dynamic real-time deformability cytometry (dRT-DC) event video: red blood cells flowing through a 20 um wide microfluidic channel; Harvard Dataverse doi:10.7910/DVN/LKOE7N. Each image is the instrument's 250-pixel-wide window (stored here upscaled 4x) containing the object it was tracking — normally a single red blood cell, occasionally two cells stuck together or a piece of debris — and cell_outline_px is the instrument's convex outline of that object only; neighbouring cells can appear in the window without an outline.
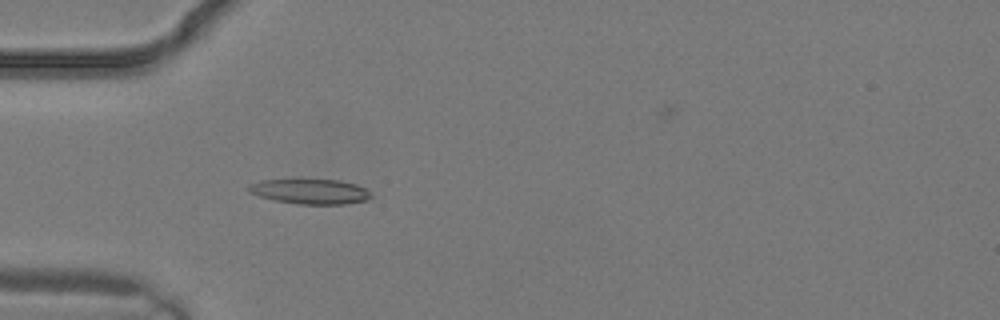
{"species": "common noctule bat (a hibernating species)", "species_latin": "Nyctalus noctula", "temperature_condition": "warm", "stored_images_in_passage": 3, "camera_frame_rate_fps": 3000, "um_per_image_px": 0.085, "animal": {"sex": "male", "body_mass_g": 19.2, "forearm_length_mm": 51.8}, "frame": {"image": 1, "passage_image": 3, "time_ms": 0.667, "image_size_px": [1000, 320], "cell_outline_px": [[372, 196], [368, 200], [344, 204], [300, 204], [276, 200], [260, 196], [248, 192], [248, 184], [260, 180], [340, 180], [356, 184], [364, 188]], "centroid_in_image_um": [26.36, 16.27], "position_along_channel_um": 58.6, "area_um2": 17.63}}